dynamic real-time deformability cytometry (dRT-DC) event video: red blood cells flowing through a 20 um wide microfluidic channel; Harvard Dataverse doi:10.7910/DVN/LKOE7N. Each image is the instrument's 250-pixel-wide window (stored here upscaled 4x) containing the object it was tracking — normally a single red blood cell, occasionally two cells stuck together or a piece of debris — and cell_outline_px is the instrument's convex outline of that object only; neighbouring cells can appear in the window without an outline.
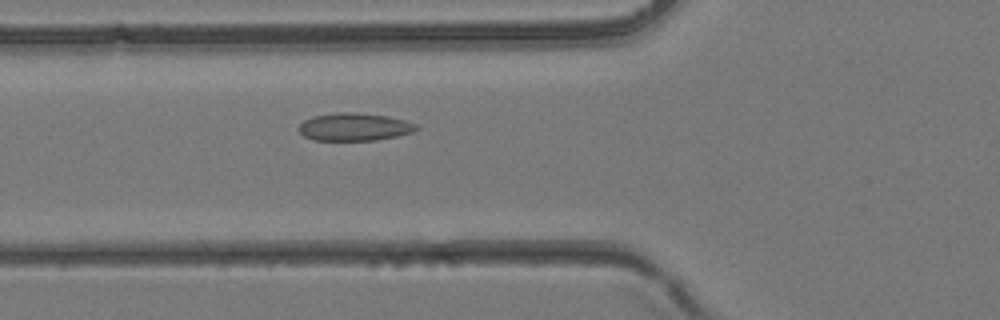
{"species": "common noctule bat (a hibernating species)", "species_latin": "Nyctalus noctula", "temperature_condition": "room temperature", "stored_images_in_passage": 23, "camera_frame_rate_fps": 3000, "um_per_image_px": 0.085, "animal": {"sex": "female", "body_mass_g": 24.6, "forearm_length_mm": 56.2}, "frame": {"image": 1, "passage_image": 11, "time_ms": 3.333, "image_size_px": [1000, 320], "cell_outline_px": [[420, 128], [412, 132], [396, 136], [376, 140], [312, 140], [304, 136], [300, 132], [300, 124], [304, 120], [312, 116], [340, 112], [352, 112], [388, 116], [404, 120], [416, 124]], "centroid_in_image_um": [30.12, 10.78], "position_along_channel_um": 95.7, "area_um2": 18.9}}
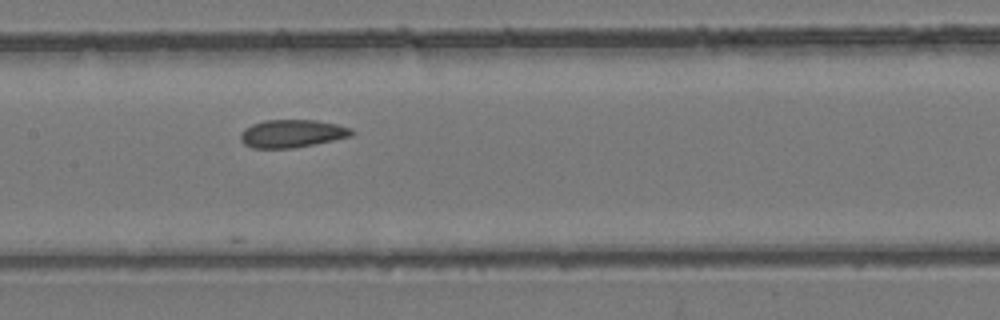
{"frame": {"image": 2, "passage_image": 16, "time_ms": 5.0, "image_size_px": [1000, 320], "cell_outline_px": [[356, 132], [352, 136], [316, 144], [292, 148], [252, 148], [244, 144], [240, 140], [240, 132], [244, 128], [252, 124], [264, 120], [316, 120], [336, 124], [352, 128]], "centroid_in_image_um": [24.83, 11.35], "position_along_channel_um": 182.6, "area_um2": 18.26}}
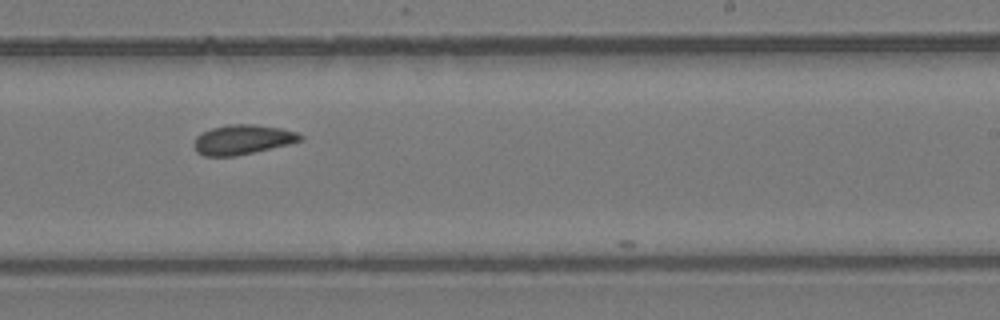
{"frame": {"image": 3, "passage_image": 21, "time_ms": 6.667, "image_size_px": [1000, 320], "cell_outline_px": [[304, 140], [288, 144], [236, 156], [204, 156], [196, 152], [192, 144], [196, 136], [212, 128], [228, 124], [252, 124], [280, 128], [296, 132], [304, 136]], "centroid_in_image_um": [20.6, 11.87], "position_along_channel_um": 268.4, "area_um2": 18.38}}